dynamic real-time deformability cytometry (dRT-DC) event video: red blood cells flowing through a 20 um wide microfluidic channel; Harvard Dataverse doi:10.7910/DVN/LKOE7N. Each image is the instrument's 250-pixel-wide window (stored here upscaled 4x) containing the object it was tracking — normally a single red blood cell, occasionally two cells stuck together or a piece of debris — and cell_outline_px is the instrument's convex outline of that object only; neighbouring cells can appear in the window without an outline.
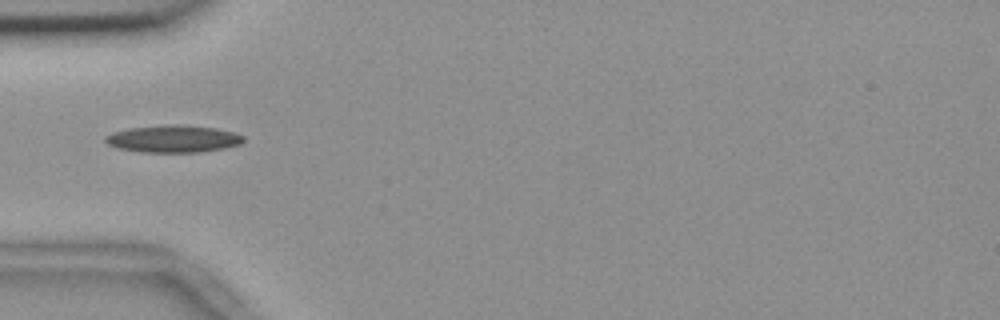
{"species": "common noctule bat (a hibernating species)", "species_latin": "Nyctalus noctula", "temperature_condition": "room temperature", "stored_images_in_passage": 38, "camera_frame_rate_fps": 3000, "um_per_image_px": 0.085, "animal": {"sex": "female", "body_mass_g": 18.4}, "frame": {"image": 1, "passage_image": 1, "time_ms": 0.0, "image_size_px": [1000, 320], "cell_outline_px": [[244, 140], [240, 144], [224, 148], [200, 152], [144, 152], [116, 148], [108, 144], [104, 140], [104, 136], [112, 132], [128, 128], [164, 124], [180, 124], [216, 128], [232, 132], [244, 136]], "centroid_in_image_um": [14.69, 11.79], "position_along_channel_um": 70.3, "area_um2": 22.08}}
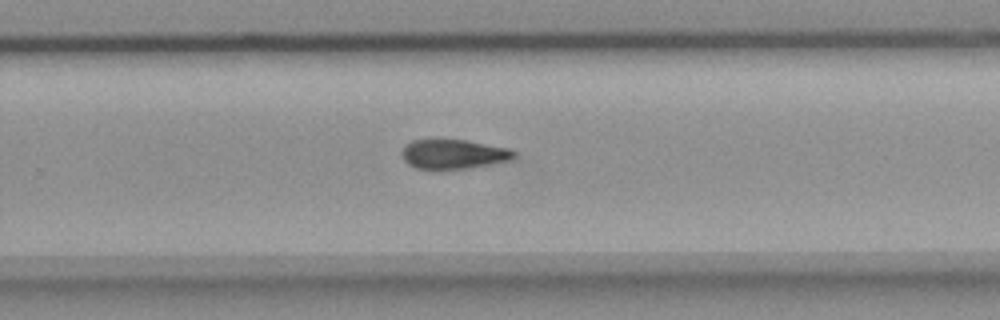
{"frame": {"image": 2, "passage_image": 19, "time_ms": 6.0, "image_size_px": [1000, 320], "cell_outline_px": [[516, 156], [508, 160], [492, 164], [472, 168], [416, 168], [408, 164], [404, 160], [400, 152], [404, 144], [412, 140], [464, 140], [512, 148], [516, 152]], "centroid_in_image_um": [38.55, 13.09], "position_along_channel_um": 291.2, "area_um2": 19.25}}
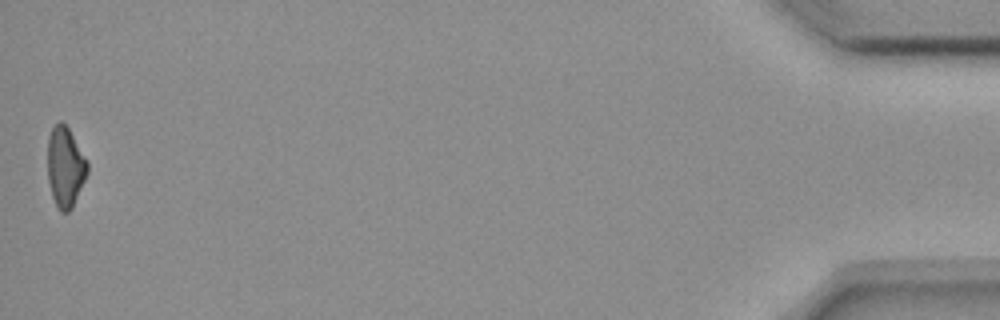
{"frame": {"image": 3, "passage_image": 38, "time_ms": 12.333, "image_size_px": [1000, 320], "cell_outline_px": [[88, 172], [72, 208], [68, 212], [60, 212], [56, 208], [52, 196], [48, 180], [48, 136], [52, 128], [60, 120], [68, 128], [88, 160]], "centroid_in_image_um": [5.55, 14.21], "position_along_channel_um": 429.7, "area_um2": 18.67}, "authors_computed_cell_mechanics": {"area_um2": 19.9699, "velocity_mm_per_s": 3.6917, "shape_relaxation_time_tau1_ms": 4.8557, "shape_relaxation_time_tau2_ms": 8.8035, "deformation_change_tau1": 0.1486, "deformation_change_tau2": 0.18}}